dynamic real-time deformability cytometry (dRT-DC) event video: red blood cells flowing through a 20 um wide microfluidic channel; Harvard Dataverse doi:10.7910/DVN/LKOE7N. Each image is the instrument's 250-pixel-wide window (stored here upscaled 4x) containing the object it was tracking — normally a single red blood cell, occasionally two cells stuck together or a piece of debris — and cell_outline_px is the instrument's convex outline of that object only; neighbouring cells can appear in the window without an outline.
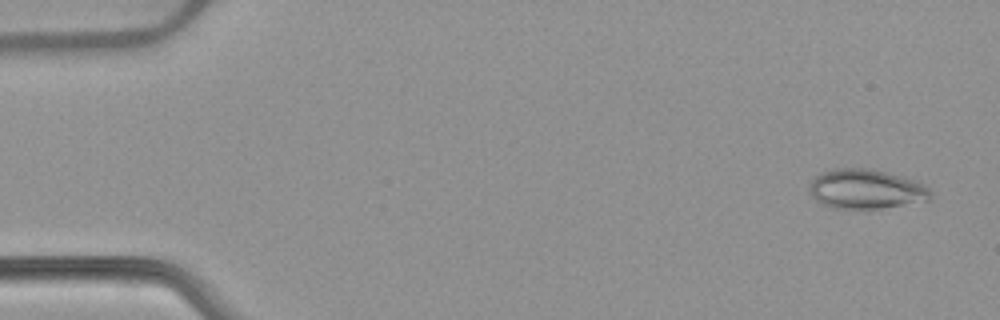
{"species": "common noctule bat (a hibernating species)", "species_latin": "Nyctalus noctula", "temperature_condition": "warm", "stored_images_in_passage": 53, "camera_frame_rate_fps": 3000, "um_per_image_px": 0.085, "animal": {"sex": "female", "body_mass_g": 22.7, "forearm_length_mm": 54.2}, "frame": {"image": 1, "passage_image": 3, "time_ms": 0.667, "image_size_px": [1000, 320], "cell_outline_px": [[932, 200], [880, 208], [832, 208], [820, 204], [808, 192], [808, 184], [816, 176], [832, 168], [872, 168], [904, 176], [916, 180], [924, 184], [932, 192]], "centroid_in_image_um": [73.62, 16.06], "position_along_channel_um": 11.4, "area_um2": 28.38}}
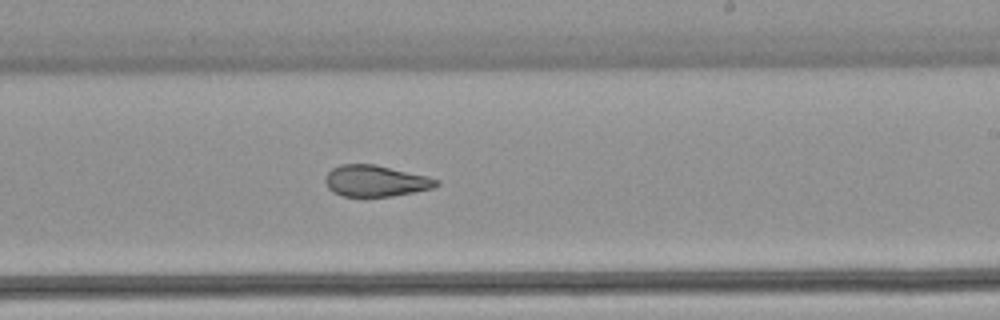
{"frame": {"image": 2, "passage_image": 32, "time_ms": 10.333, "image_size_px": [1000, 320], "cell_outline_px": [[440, 184], [432, 188], [392, 196], [340, 196], [332, 192], [328, 188], [324, 180], [324, 176], [332, 168], [340, 164], [376, 164], [428, 176], [440, 180]], "centroid_in_image_um": [31.9, 15.37], "position_along_channel_um": 257.1, "area_um2": 20.4}}
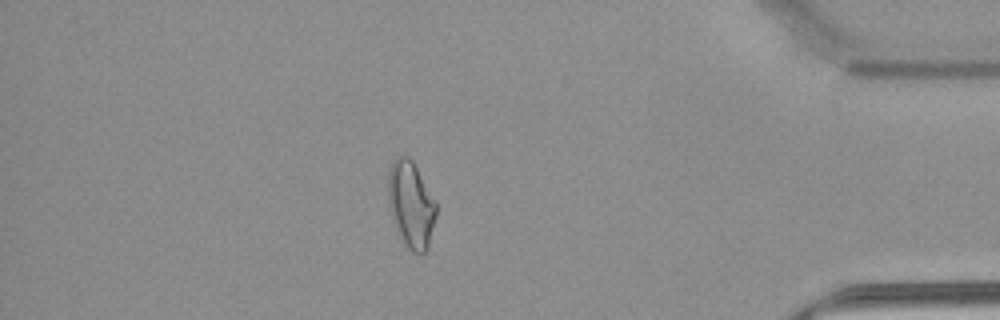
{"frame": {"image": 3, "passage_image": 46, "time_ms": 15.0, "image_size_px": [1000, 320], "cell_outline_px": [[436, 216], [428, 248], [424, 252], [412, 252], [408, 248], [400, 236], [392, 220], [388, 204], [388, 172], [392, 160], [396, 156], [404, 152], [412, 160], [436, 204]], "centroid_in_image_um": [34.9, 17.34], "position_along_channel_um": 400.3, "area_um2": 24.16}, "authors_computed_cell_mechanics": {"area_um2": 24.3916, "velocity_mm_per_s": 3.8942, "shape_relaxation_time_tau1_ms": null, "shape_relaxation_time_tau2_ms": 2.6978, "deformation_change_tau1": null, "deformation_change_tau2": 0.1062}}